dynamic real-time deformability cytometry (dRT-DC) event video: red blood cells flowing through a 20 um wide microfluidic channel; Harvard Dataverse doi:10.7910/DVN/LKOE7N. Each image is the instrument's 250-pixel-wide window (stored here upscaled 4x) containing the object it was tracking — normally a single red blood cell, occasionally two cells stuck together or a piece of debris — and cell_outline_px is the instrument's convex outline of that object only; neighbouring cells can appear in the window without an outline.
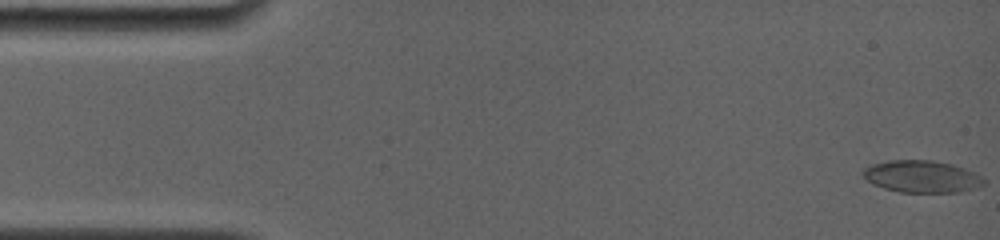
{"species": "common noctule bat (a hibernating species)", "species_latin": "Nyctalus noctula", "temperature_condition": "room temperature", "stored_images_in_passage": 62, "camera_frame_rate_fps": 4000, "um_per_image_px": 0.085, "animal": {"sex": "female", "body_mass_g": 19.0, "forearm_length_mm": 56.7}, "frame": {"image": 1, "passage_image": 1, "time_ms": 0.0, "image_size_px": [1000, 240], "cell_outline_px": [[984, 184], [976, 188], [960, 192], [900, 192], [884, 188], [872, 184], [860, 172], [864, 168], [872, 164], [892, 160], [932, 160], [952, 164], [964, 168], [980, 176], [984, 180]], "centroid_in_image_um": [78.33, 15.0], "position_along_channel_um": 6.7, "area_um2": 22.48}}
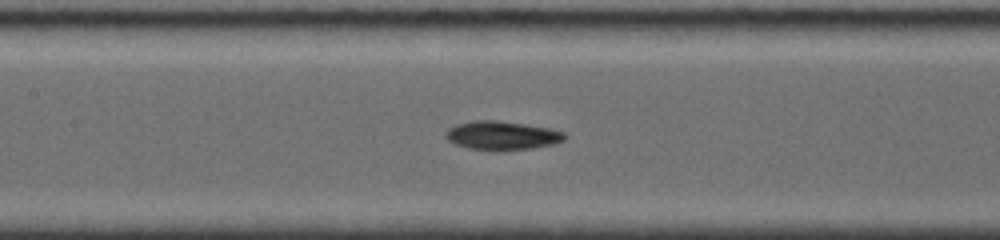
{"frame": {"image": 2, "passage_image": 28, "time_ms": 7.5, "image_size_px": [1000, 240], "cell_outline_px": [[568, 136], [564, 140], [556, 144], [532, 148], [496, 152], [492, 152], [468, 148], [456, 144], [448, 140], [444, 136], [444, 132], [448, 128], [456, 124], [472, 120], [500, 120], [548, 128], [564, 132]], "centroid_in_image_um": [42.65, 11.53], "position_along_channel_um": 164.8, "area_um2": 20.46}}
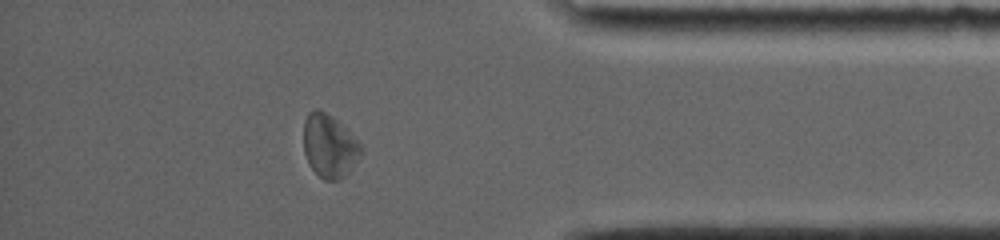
{"frame": {"image": 3, "passage_image": 54, "time_ms": 14.25, "image_size_px": [1000, 240], "cell_outline_px": [[364, 148], [348, 176], [340, 180], [324, 180], [312, 168], [304, 152], [304, 120], [308, 112], [312, 108], [316, 108], [332, 116], [364, 144]], "centroid_in_image_um": [28.04, 12.41], "position_along_channel_um": 407.2, "area_um2": 21.5}, "authors_computed_cell_mechanics": {"area_um2": 20.4034, "velocity_mm_per_s": 3.7882, "shape_relaxation_time_tau1_ms": 2.9609, "shape_relaxation_time_tau2_ms": 2.7699, "deformation_change_tau1": 0.1183, "deformation_change_tau2": 0.1102}}